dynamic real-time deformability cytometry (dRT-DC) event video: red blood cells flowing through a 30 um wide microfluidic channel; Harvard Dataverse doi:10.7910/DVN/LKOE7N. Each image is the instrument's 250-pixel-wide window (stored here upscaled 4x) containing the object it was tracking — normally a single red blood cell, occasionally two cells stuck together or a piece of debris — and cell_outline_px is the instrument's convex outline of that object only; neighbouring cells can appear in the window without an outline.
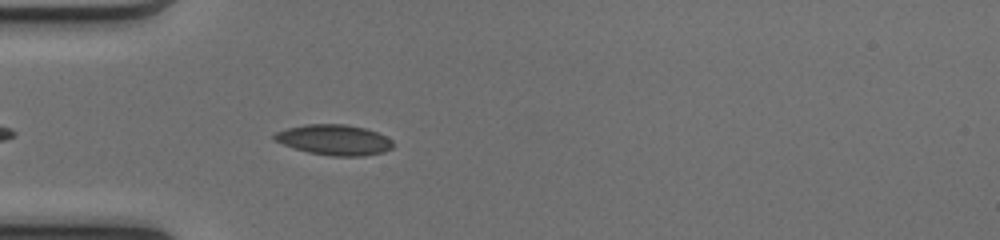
{"species": "common noctule bat (a hibernating species)", "species_latin": "Nyctalus noctula", "temperature_condition": "cold", "stored_images_in_passage": 10, "camera_frame_rate_fps": 3000, "um_per_image_px": 0.085, "animal": {"sex": "female", "body_mass_g": 17.0, "forearm_length_mm": 48.0}, "frame": {"image": 1, "passage_image": 4, "time_ms": 1.0, "image_size_px": [1000, 240], "cell_outline_px": [[392, 148], [384, 152], [364, 156], [332, 156], [308, 152], [284, 144], [276, 140], [272, 136], [276, 132], [288, 128], [304, 124], [344, 124], [364, 128], [376, 132], [392, 140]], "centroid_in_image_um": [28.42, 11.89], "position_along_channel_um": 56.6, "area_um2": 20.81}}
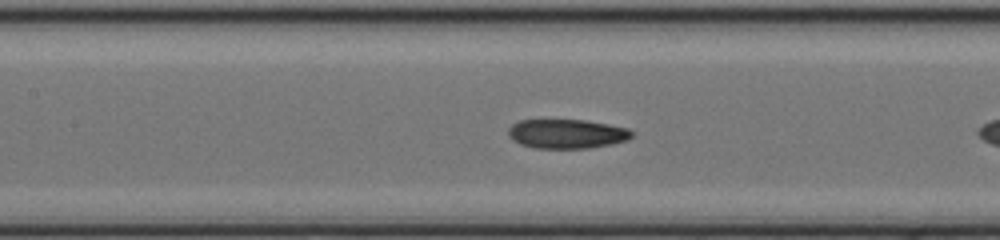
{"frame": {"image": 2, "passage_image": 9, "time_ms": 2.667, "image_size_px": [1000, 240], "cell_outline_px": [[632, 136], [628, 140], [612, 144], [588, 148], [536, 148], [520, 144], [512, 140], [508, 136], [508, 128], [512, 124], [520, 120], [584, 120], [608, 124], [628, 128], [632, 132]], "centroid_in_image_um": [48.16, 11.37], "position_along_channel_um": 159.2, "area_um2": 21.1}}